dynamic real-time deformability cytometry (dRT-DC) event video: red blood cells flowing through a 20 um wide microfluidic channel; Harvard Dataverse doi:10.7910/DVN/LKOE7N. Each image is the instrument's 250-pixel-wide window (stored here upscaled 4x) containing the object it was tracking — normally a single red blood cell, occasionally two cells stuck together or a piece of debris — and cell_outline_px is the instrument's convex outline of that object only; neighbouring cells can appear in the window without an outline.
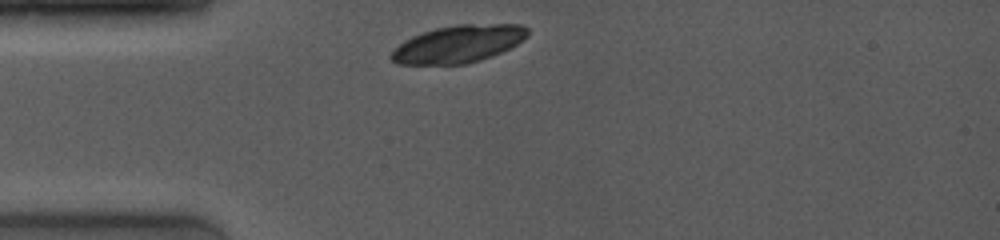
{"species": "common noctule bat (a hibernating species)", "species_latin": "Nyctalus noctula", "temperature_condition": "room temperature", "stored_images_in_passage": 2, "camera_frame_rate_fps": 4000, "um_per_image_px": 0.085, "animal": {"sex": "female", "body_mass_g": 19.0, "forearm_length_mm": 53.3}, "frame": {"image": 1, "passage_image": 1, "time_ms": 0.0, "image_size_px": [1000, 240], "cell_outline_px": [[528, 36], [516, 44], [492, 56], [480, 60], [464, 64], [396, 64], [388, 56], [400, 44], [412, 36], [436, 28], [460, 24], [520, 24], [528, 28]], "centroid_in_image_um": [38.97, 3.73], "position_along_channel_um": 46.0, "area_um2": 29.48}}